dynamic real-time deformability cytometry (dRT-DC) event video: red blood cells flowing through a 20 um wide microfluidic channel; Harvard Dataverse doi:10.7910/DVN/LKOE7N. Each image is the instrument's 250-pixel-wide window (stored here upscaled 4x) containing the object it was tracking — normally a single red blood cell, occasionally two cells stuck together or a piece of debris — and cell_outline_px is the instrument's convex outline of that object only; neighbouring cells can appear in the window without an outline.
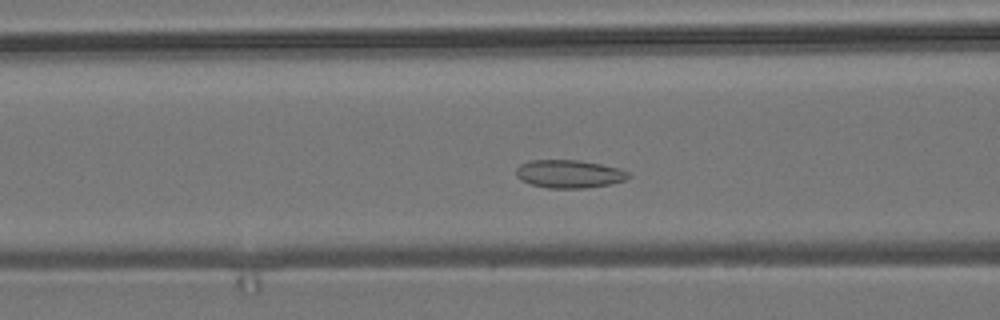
{"species": "common noctule bat (a hibernating species)", "species_latin": "Nyctalus noctula", "temperature_condition": "room temperature", "stored_images_in_passage": 27, "camera_frame_rate_fps": 3000, "um_per_image_px": 0.085, "animal": {"sex": "male", "body_mass_g": 19.2, "forearm_length_mm": 51.8}, "frame": {"image": 1, "passage_image": 14, "time_ms": 4.333, "image_size_px": [1000, 320], "cell_outline_px": [[632, 176], [624, 180], [612, 184], [584, 188], [548, 188], [532, 184], [520, 180], [516, 176], [516, 168], [520, 164], [528, 160], [580, 160], [620, 168], [628, 172]], "centroid_in_image_um": [48.38, 14.78], "position_along_channel_um": 118.2, "area_um2": 18.5}}
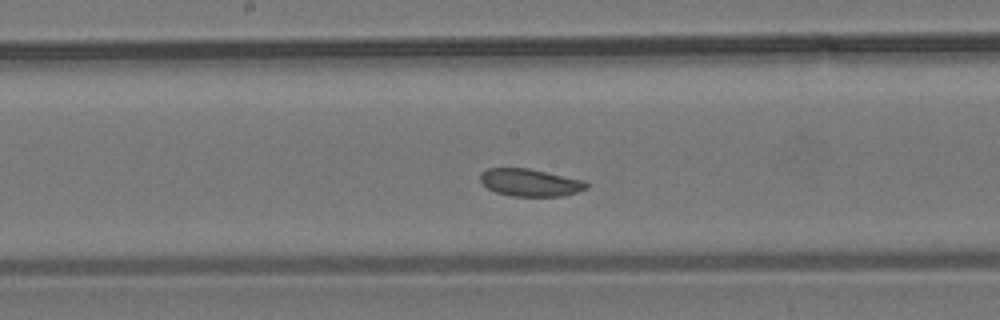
{"frame": {"image": 2, "passage_image": 21, "time_ms": 6.667, "image_size_px": [1000, 320], "cell_outline_px": [[588, 188], [564, 196], [512, 196], [496, 192], [488, 188], [480, 180], [480, 172], [488, 168], [528, 168], [584, 180], [588, 184]], "centroid_in_image_um": [45.06, 15.51], "position_along_channel_um": 203.1, "area_um2": 16.94}}
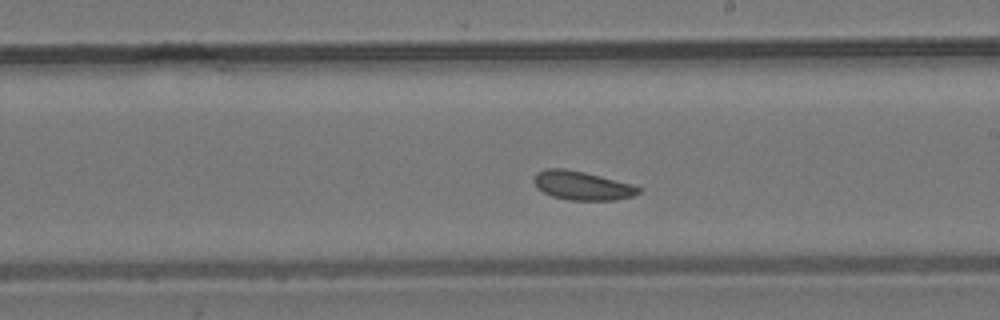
{"frame": {"image": 3, "passage_image": 24, "time_ms": 7.667, "image_size_px": [1000, 320], "cell_outline_px": [[640, 192], [632, 196], [616, 200], [568, 200], [552, 196], [536, 188], [532, 180], [536, 172], [544, 168], [564, 168], [584, 172], [632, 184], [640, 188]], "centroid_in_image_um": [49.42, 15.77], "position_along_channel_um": 239.6, "area_um2": 17.63}}